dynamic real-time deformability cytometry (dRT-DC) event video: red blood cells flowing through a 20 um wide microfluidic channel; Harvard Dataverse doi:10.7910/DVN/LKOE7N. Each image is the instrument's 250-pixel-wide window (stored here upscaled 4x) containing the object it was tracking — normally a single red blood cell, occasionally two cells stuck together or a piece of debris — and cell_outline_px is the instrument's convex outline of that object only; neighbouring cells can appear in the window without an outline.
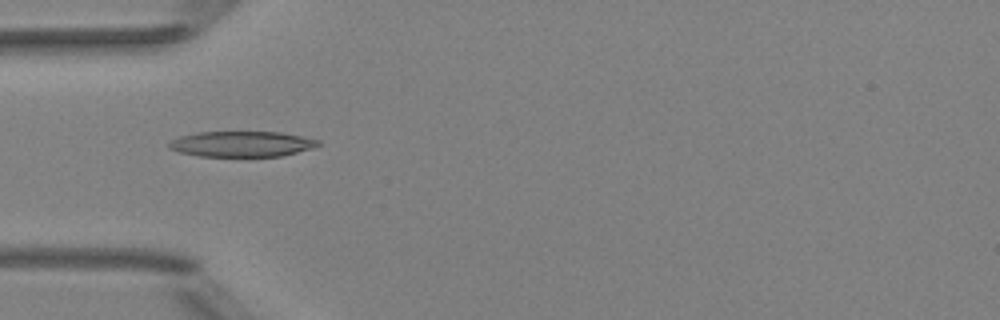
{"species": "Egyptian fruit bat (a non-hibernating species)", "species_latin": "Rousettus aegyptiacus", "temperature_condition": "room temperature", "stored_images_in_passage": 8, "camera_frame_rate_fps": 3000, "um_per_image_px": 0.085, "animal": {"sex": "female"}, "frame": {"image": 1, "passage_image": 5, "time_ms": 1.333, "image_size_px": [1000, 320], "cell_outline_px": [[320, 144], [312, 148], [280, 156], [200, 156], [180, 152], [168, 148], [168, 144], [172, 140], [180, 136], [196, 132], [280, 132], [320, 140]], "centroid_in_image_um": [20.53, 12.23], "position_along_channel_um": 64.5, "area_um2": 22.02}}
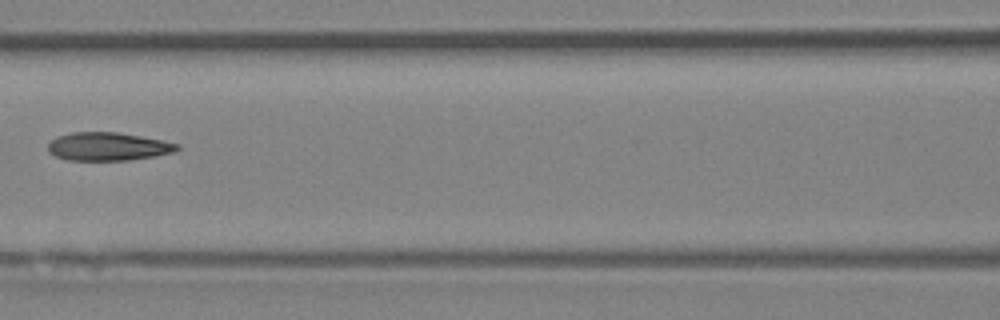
{"frame": {"image": 2, "passage_image": 7, "time_ms": 2.0, "image_size_px": [1000, 320], "cell_outline_px": [[180, 148], [172, 152], [156, 156], [128, 160], [68, 160], [56, 156], [48, 152], [48, 144], [56, 136], [72, 132], [116, 132], [140, 136], [180, 144]], "centroid_in_image_um": [9.16, 12.45], "position_along_channel_um": 157.4, "area_um2": 21.15}}
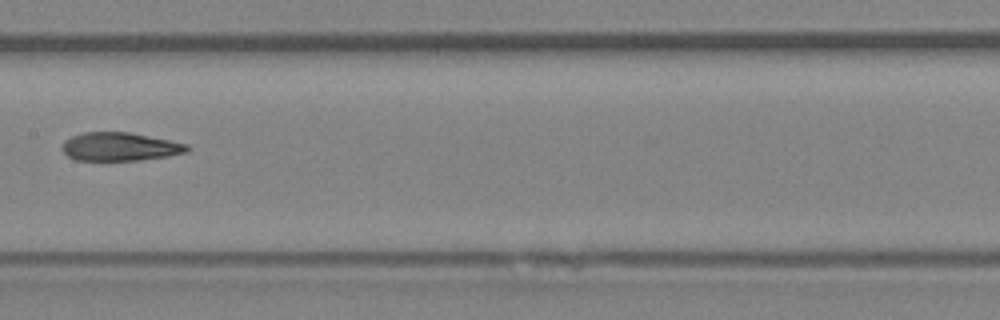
{"frame": {"image": 3, "passage_image": 8, "time_ms": 2.333, "image_size_px": [1000, 320], "cell_outline_px": [[192, 148], [188, 152], [168, 156], [140, 160], [76, 160], [68, 156], [60, 148], [64, 140], [72, 136], [84, 132], [128, 132], [188, 144]], "centroid_in_image_um": [10.19, 12.47], "position_along_channel_um": 197.2, "area_um2": 20.69}}